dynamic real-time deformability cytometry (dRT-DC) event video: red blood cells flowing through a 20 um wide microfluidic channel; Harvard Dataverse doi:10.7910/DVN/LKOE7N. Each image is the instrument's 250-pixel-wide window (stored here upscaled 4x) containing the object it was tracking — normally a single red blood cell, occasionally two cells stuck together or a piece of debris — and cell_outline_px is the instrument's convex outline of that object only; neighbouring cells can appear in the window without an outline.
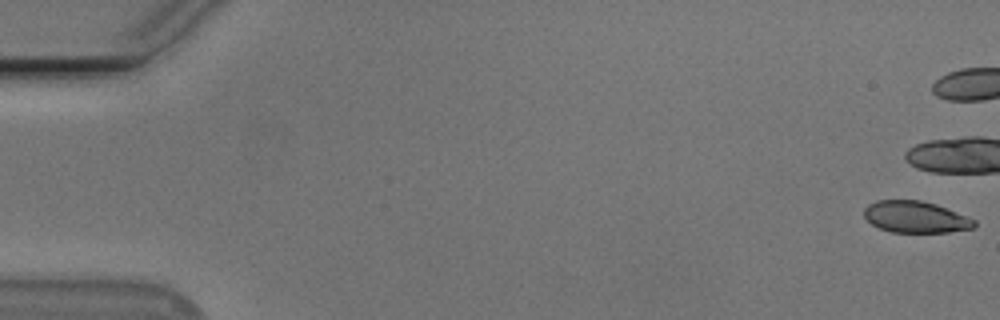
{"species": "Egyptian fruit bat (a non-hibernating species)", "species_latin": "Rousettus aegyptiacus", "temperature_condition": "cold", "stored_images_in_passage": 12, "camera_frame_rate_fps": 3000, "um_per_image_px": 0.085, "animal": {"sex": "male"}, "frame": {"image": 1, "passage_image": 1, "time_ms": 0.0, "image_size_px": [1000, 320], "cell_outline_px": [[976, 228], [948, 232], [892, 232], [880, 228], [872, 224], [864, 216], [864, 208], [868, 204], [876, 200], [920, 200], [936, 204], [976, 220]], "centroid_in_image_um": [77.83, 18.44], "position_along_channel_um": 7.2, "area_um2": 20.29}}